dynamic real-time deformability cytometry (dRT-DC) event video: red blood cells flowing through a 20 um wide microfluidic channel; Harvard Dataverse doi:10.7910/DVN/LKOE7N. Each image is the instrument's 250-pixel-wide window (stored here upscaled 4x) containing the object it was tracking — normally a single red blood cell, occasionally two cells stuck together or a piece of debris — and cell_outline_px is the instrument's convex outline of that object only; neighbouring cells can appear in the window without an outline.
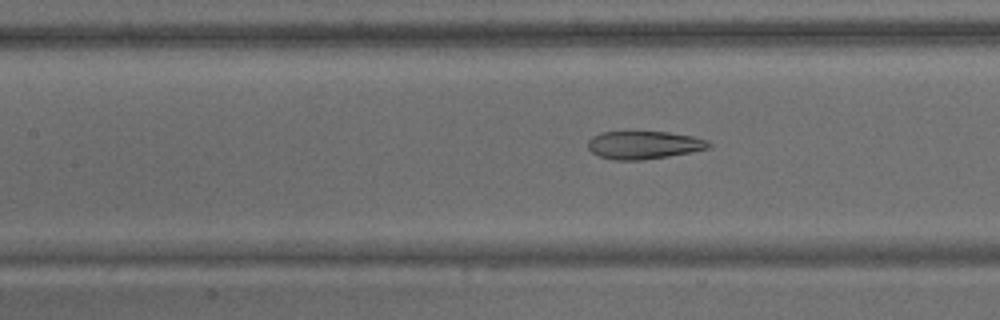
{"species": "common noctule bat (a hibernating species)", "species_latin": "Nyctalus noctula", "temperature_condition": "warm", "stored_images_in_passage": 68, "camera_frame_rate_fps": 3000, "um_per_image_px": 0.085, "animal": {"sex": "male", "body_mass_g": 15.6}, "frame": {"image": 1, "passage_image": 30, "time_ms": 9.667, "image_size_px": [1000, 320], "cell_outline_px": [[712, 144], [708, 148], [692, 152], [668, 156], [640, 160], [616, 160], [600, 156], [592, 152], [588, 148], [588, 140], [592, 136], [600, 132], [668, 132], [692, 136], [708, 140]], "centroid_in_image_um": [54.73, 12.32], "position_along_channel_um": 152.7, "area_um2": 19.59}}
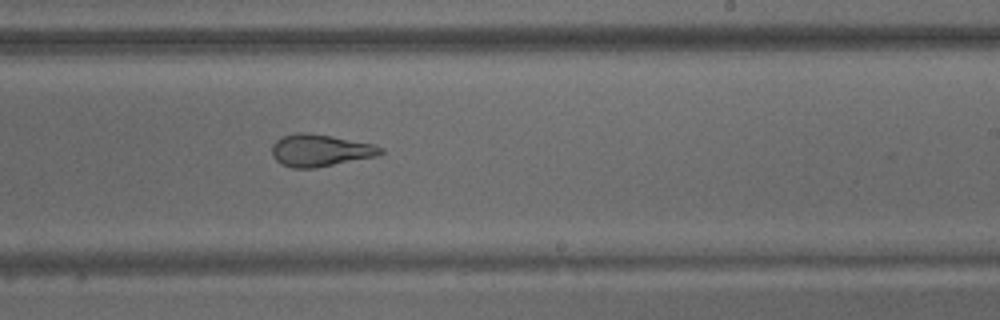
{"frame": {"image": 2, "passage_image": 41, "time_ms": 13.333, "image_size_px": [1000, 320], "cell_outline_px": [[384, 152], [376, 156], [316, 168], [292, 168], [276, 160], [272, 156], [272, 144], [276, 140], [284, 136], [296, 132], [304, 132], [332, 136], [376, 144], [384, 148]], "centroid_in_image_um": [27.24, 12.78], "position_along_channel_um": 261.8, "area_um2": 20.4}}
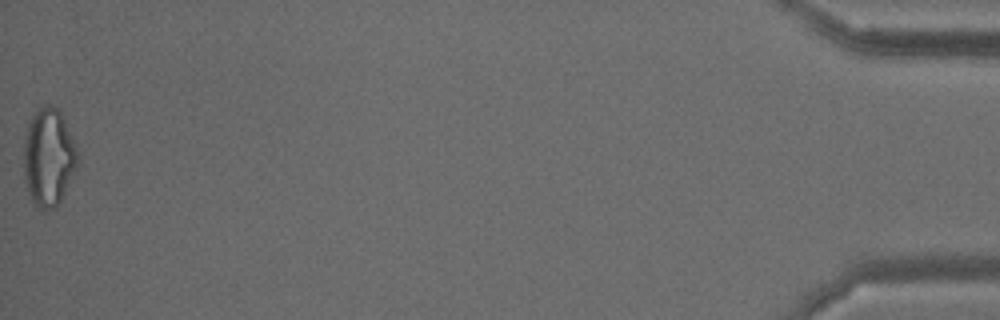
{"frame": {"image": 3, "passage_image": 68, "time_ms": 22.333, "image_size_px": [1000, 320], "cell_outline_px": [[80, 160], [56, 208], [48, 212], [44, 212], [32, 200], [28, 192], [24, 180], [24, 136], [28, 120], [44, 104], [52, 104], [60, 108], [80, 152]], "centroid_in_image_um": [4.15, 13.32], "position_along_channel_um": 431.0, "area_um2": 31.5}, "authors_computed_cell_mechanics": {"area_um2": 24.6228, "velocity_mm_per_s": 2.9845, "shape_relaxation_time_tau1_ms": null, "shape_relaxation_time_tau2_ms": 2.9067, "deformation_change_tau1": null, "deformation_change_tau2": 0.0979}}